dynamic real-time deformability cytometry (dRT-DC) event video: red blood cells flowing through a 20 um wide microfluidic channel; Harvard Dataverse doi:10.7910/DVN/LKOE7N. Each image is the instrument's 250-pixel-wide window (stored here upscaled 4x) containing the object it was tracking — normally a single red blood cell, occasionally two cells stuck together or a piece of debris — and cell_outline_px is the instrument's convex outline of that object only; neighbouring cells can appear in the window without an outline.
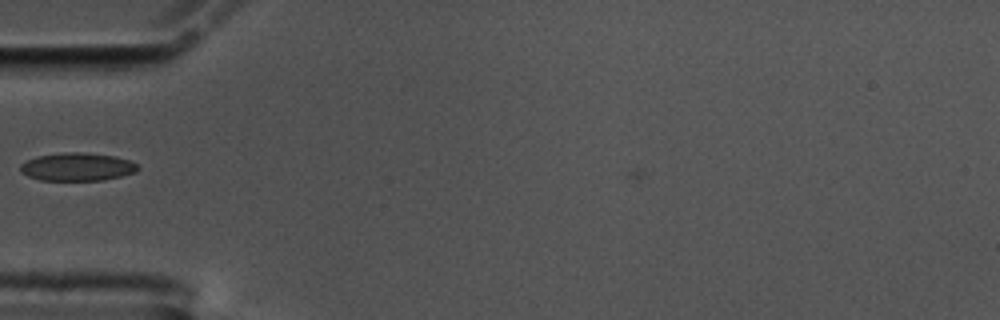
{"species": "common noctule bat (a hibernating species)", "species_latin": "Nyctalus noctula", "temperature_condition": "cold", "stored_images_in_passage": 16, "camera_frame_rate_fps": 3000, "um_per_image_px": 0.085, "animal": {"sex": "male", "body_mass_g": 17.5, "forearm_length_mm": 52.3}, "frame": {"image": 1, "passage_image": 10, "time_ms": 3.0, "image_size_px": [1000, 320], "cell_outline_px": [[140, 168], [136, 172], [104, 180], [40, 180], [28, 176], [20, 172], [20, 164], [36, 156], [64, 152], [84, 152], [116, 156], [128, 160], [136, 164]], "centroid_in_image_um": [6.56, 14.17], "position_along_channel_um": 78.4, "area_um2": 19.25}}